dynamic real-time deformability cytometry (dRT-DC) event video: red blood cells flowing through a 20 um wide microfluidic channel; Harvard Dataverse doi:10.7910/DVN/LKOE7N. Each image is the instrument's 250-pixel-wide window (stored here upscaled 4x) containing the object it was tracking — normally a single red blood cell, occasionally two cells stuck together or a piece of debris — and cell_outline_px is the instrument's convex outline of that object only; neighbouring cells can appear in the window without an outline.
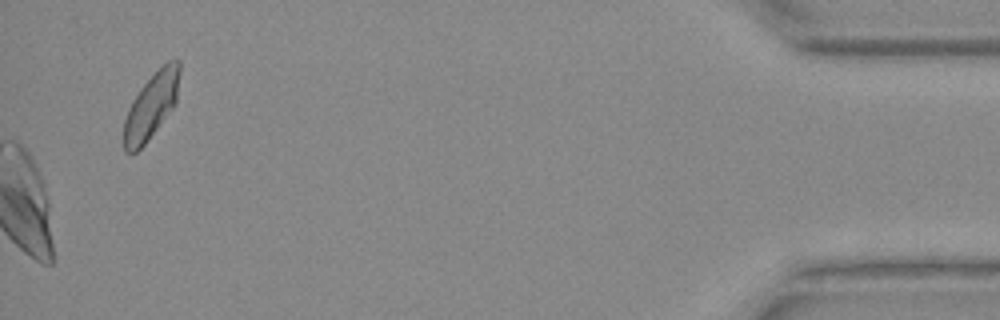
{"species": "Egyptian fruit bat (a non-hibernating species)", "species_latin": "Rousettus aegyptiacus", "temperature_condition": "warm", "stored_images_in_passage": 42, "camera_frame_rate_fps": 3000, "um_per_image_px": 0.085, "animal": {"sex": "female"}, "frame": {"image": 1, "passage_image": 42, "time_ms": 13.667, "image_size_px": [1000, 320], "cell_outline_px": [[180, 72], [176, 104], [144, 144], [136, 152], [124, 152], [124, 120], [128, 108], [132, 100], [140, 88], [168, 60], [180, 60]], "centroid_in_image_um": [12.86, 8.99], "position_along_channel_um": 422.3, "area_um2": 21.04}}